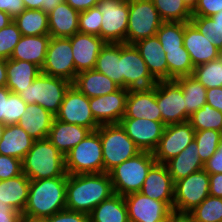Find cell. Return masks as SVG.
I'll list each match as a JSON object with an SVG mask.
<instances>
[{
    "label": "cell",
    "instance_id": "e7e4bbea",
    "mask_svg": "<svg viewBox=\"0 0 222 222\" xmlns=\"http://www.w3.org/2000/svg\"><path fill=\"white\" fill-rule=\"evenodd\" d=\"M11 22H13V18L4 11H0V29L6 27Z\"/></svg>",
    "mask_w": 222,
    "mask_h": 222
},
{
    "label": "cell",
    "instance_id": "680465c9",
    "mask_svg": "<svg viewBox=\"0 0 222 222\" xmlns=\"http://www.w3.org/2000/svg\"><path fill=\"white\" fill-rule=\"evenodd\" d=\"M12 92L6 87H0V124L5 125L7 98Z\"/></svg>",
    "mask_w": 222,
    "mask_h": 222
},
{
    "label": "cell",
    "instance_id": "7bdbcfd3",
    "mask_svg": "<svg viewBox=\"0 0 222 222\" xmlns=\"http://www.w3.org/2000/svg\"><path fill=\"white\" fill-rule=\"evenodd\" d=\"M221 139L222 132L217 130L195 131L194 142L197 144L198 154L203 163L217 151Z\"/></svg>",
    "mask_w": 222,
    "mask_h": 222
},
{
    "label": "cell",
    "instance_id": "603a6c76",
    "mask_svg": "<svg viewBox=\"0 0 222 222\" xmlns=\"http://www.w3.org/2000/svg\"><path fill=\"white\" fill-rule=\"evenodd\" d=\"M156 81L168 80V63L158 37L151 36L134 43Z\"/></svg>",
    "mask_w": 222,
    "mask_h": 222
},
{
    "label": "cell",
    "instance_id": "03108f58",
    "mask_svg": "<svg viewBox=\"0 0 222 222\" xmlns=\"http://www.w3.org/2000/svg\"><path fill=\"white\" fill-rule=\"evenodd\" d=\"M19 222H43V218L32 217L22 213Z\"/></svg>",
    "mask_w": 222,
    "mask_h": 222
},
{
    "label": "cell",
    "instance_id": "7dc6e473",
    "mask_svg": "<svg viewBox=\"0 0 222 222\" xmlns=\"http://www.w3.org/2000/svg\"><path fill=\"white\" fill-rule=\"evenodd\" d=\"M27 105L18 94L11 93L7 98L5 125L17 124Z\"/></svg>",
    "mask_w": 222,
    "mask_h": 222
},
{
    "label": "cell",
    "instance_id": "f546056e",
    "mask_svg": "<svg viewBox=\"0 0 222 222\" xmlns=\"http://www.w3.org/2000/svg\"><path fill=\"white\" fill-rule=\"evenodd\" d=\"M31 180L24 174L0 181V204H7L23 213L27 200Z\"/></svg>",
    "mask_w": 222,
    "mask_h": 222
},
{
    "label": "cell",
    "instance_id": "c3c4849f",
    "mask_svg": "<svg viewBox=\"0 0 222 222\" xmlns=\"http://www.w3.org/2000/svg\"><path fill=\"white\" fill-rule=\"evenodd\" d=\"M22 160L0 154V181L22 174Z\"/></svg>",
    "mask_w": 222,
    "mask_h": 222
},
{
    "label": "cell",
    "instance_id": "f35d334b",
    "mask_svg": "<svg viewBox=\"0 0 222 222\" xmlns=\"http://www.w3.org/2000/svg\"><path fill=\"white\" fill-rule=\"evenodd\" d=\"M189 122L195 131L217 130L222 132V112L205 103L202 108L194 112Z\"/></svg>",
    "mask_w": 222,
    "mask_h": 222
},
{
    "label": "cell",
    "instance_id": "9f6ffc18",
    "mask_svg": "<svg viewBox=\"0 0 222 222\" xmlns=\"http://www.w3.org/2000/svg\"><path fill=\"white\" fill-rule=\"evenodd\" d=\"M209 195L222 198V173L209 174Z\"/></svg>",
    "mask_w": 222,
    "mask_h": 222
},
{
    "label": "cell",
    "instance_id": "8d00e7d4",
    "mask_svg": "<svg viewBox=\"0 0 222 222\" xmlns=\"http://www.w3.org/2000/svg\"><path fill=\"white\" fill-rule=\"evenodd\" d=\"M163 22H190L192 11L183 0H151Z\"/></svg>",
    "mask_w": 222,
    "mask_h": 222
},
{
    "label": "cell",
    "instance_id": "b9f144b4",
    "mask_svg": "<svg viewBox=\"0 0 222 222\" xmlns=\"http://www.w3.org/2000/svg\"><path fill=\"white\" fill-rule=\"evenodd\" d=\"M189 213L194 222H222V198L209 195Z\"/></svg>",
    "mask_w": 222,
    "mask_h": 222
},
{
    "label": "cell",
    "instance_id": "f6af8a7d",
    "mask_svg": "<svg viewBox=\"0 0 222 222\" xmlns=\"http://www.w3.org/2000/svg\"><path fill=\"white\" fill-rule=\"evenodd\" d=\"M21 36V32L14 21L0 29V59H10Z\"/></svg>",
    "mask_w": 222,
    "mask_h": 222
},
{
    "label": "cell",
    "instance_id": "681fc988",
    "mask_svg": "<svg viewBox=\"0 0 222 222\" xmlns=\"http://www.w3.org/2000/svg\"><path fill=\"white\" fill-rule=\"evenodd\" d=\"M43 222H89V215L69 209H63L50 217L43 218Z\"/></svg>",
    "mask_w": 222,
    "mask_h": 222
},
{
    "label": "cell",
    "instance_id": "1f68e13d",
    "mask_svg": "<svg viewBox=\"0 0 222 222\" xmlns=\"http://www.w3.org/2000/svg\"><path fill=\"white\" fill-rule=\"evenodd\" d=\"M41 73V68L36 64L21 61L7 60V84L6 87L14 94H19L31 85L34 79Z\"/></svg>",
    "mask_w": 222,
    "mask_h": 222
},
{
    "label": "cell",
    "instance_id": "89a4df30",
    "mask_svg": "<svg viewBox=\"0 0 222 222\" xmlns=\"http://www.w3.org/2000/svg\"><path fill=\"white\" fill-rule=\"evenodd\" d=\"M5 126L4 124H0V140L2 139V134H3V131L5 129Z\"/></svg>",
    "mask_w": 222,
    "mask_h": 222
},
{
    "label": "cell",
    "instance_id": "ac0fdd59",
    "mask_svg": "<svg viewBox=\"0 0 222 222\" xmlns=\"http://www.w3.org/2000/svg\"><path fill=\"white\" fill-rule=\"evenodd\" d=\"M129 89L119 88L111 94L89 98L94 119L100 124H119L124 117Z\"/></svg>",
    "mask_w": 222,
    "mask_h": 222
},
{
    "label": "cell",
    "instance_id": "2e32d148",
    "mask_svg": "<svg viewBox=\"0 0 222 222\" xmlns=\"http://www.w3.org/2000/svg\"><path fill=\"white\" fill-rule=\"evenodd\" d=\"M129 222H167L173 211L165 202L151 199L141 192L124 196Z\"/></svg>",
    "mask_w": 222,
    "mask_h": 222
},
{
    "label": "cell",
    "instance_id": "9c48e42d",
    "mask_svg": "<svg viewBox=\"0 0 222 222\" xmlns=\"http://www.w3.org/2000/svg\"><path fill=\"white\" fill-rule=\"evenodd\" d=\"M102 13L100 38L106 43H126L129 0H100Z\"/></svg>",
    "mask_w": 222,
    "mask_h": 222
},
{
    "label": "cell",
    "instance_id": "ab89813d",
    "mask_svg": "<svg viewBox=\"0 0 222 222\" xmlns=\"http://www.w3.org/2000/svg\"><path fill=\"white\" fill-rule=\"evenodd\" d=\"M156 36L164 52L166 50L180 49V47H184V22H163Z\"/></svg>",
    "mask_w": 222,
    "mask_h": 222
},
{
    "label": "cell",
    "instance_id": "f907efd6",
    "mask_svg": "<svg viewBox=\"0 0 222 222\" xmlns=\"http://www.w3.org/2000/svg\"><path fill=\"white\" fill-rule=\"evenodd\" d=\"M222 10V0H199L192 16L210 17Z\"/></svg>",
    "mask_w": 222,
    "mask_h": 222
},
{
    "label": "cell",
    "instance_id": "ba28073f",
    "mask_svg": "<svg viewBox=\"0 0 222 222\" xmlns=\"http://www.w3.org/2000/svg\"><path fill=\"white\" fill-rule=\"evenodd\" d=\"M162 23L151 0H129L126 44L155 36Z\"/></svg>",
    "mask_w": 222,
    "mask_h": 222
},
{
    "label": "cell",
    "instance_id": "816d5d0a",
    "mask_svg": "<svg viewBox=\"0 0 222 222\" xmlns=\"http://www.w3.org/2000/svg\"><path fill=\"white\" fill-rule=\"evenodd\" d=\"M204 170L208 174L222 173V139L218 145L217 151L204 163Z\"/></svg>",
    "mask_w": 222,
    "mask_h": 222
},
{
    "label": "cell",
    "instance_id": "7402d4cb",
    "mask_svg": "<svg viewBox=\"0 0 222 222\" xmlns=\"http://www.w3.org/2000/svg\"><path fill=\"white\" fill-rule=\"evenodd\" d=\"M208 36L200 33L191 22H184V48L190 54L193 66L218 59L222 52L210 42Z\"/></svg>",
    "mask_w": 222,
    "mask_h": 222
},
{
    "label": "cell",
    "instance_id": "74e56055",
    "mask_svg": "<svg viewBox=\"0 0 222 222\" xmlns=\"http://www.w3.org/2000/svg\"><path fill=\"white\" fill-rule=\"evenodd\" d=\"M165 58L168 63V80L193 74L194 66L190 54L184 47L166 50Z\"/></svg>",
    "mask_w": 222,
    "mask_h": 222
},
{
    "label": "cell",
    "instance_id": "836d02e7",
    "mask_svg": "<svg viewBox=\"0 0 222 222\" xmlns=\"http://www.w3.org/2000/svg\"><path fill=\"white\" fill-rule=\"evenodd\" d=\"M94 69L122 88L121 43H105L98 54Z\"/></svg>",
    "mask_w": 222,
    "mask_h": 222
},
{
    "label": "cell",
    "instance_id": "30bf717a",
    "mask_svg": "<svg viewBox=\"0 0 222 222\" xmlns=\"http://www.w3.org/2000/svg\"><path fill=\"white\" fill-rule=\"evenodd\" d=\"M209 174L201 169L175 182L173 210L190 212L209 196Z\"/></svg>",
    "mask_w": 222,
    "mask_h": 222
},
{
    "label": "cell",
    "instance_id": "003e7915",
    "mask_svg": "<svg viewBox=\"0 0 222 222\" xmlns=\"http://www.w3.org/2000/svg\"><path fill=\"white\" fill-rule=\"evenodd\" d=\"M199 0H183L184 4L193 11L195 7L197 6Z\"/></svg>",
    "mask_w": 222,
    "mask_h": 222
},
{
    "label": "cell",
    "instance_id": "83f0119b",
    "mask_svg": "<svg viewBox=\"0 0 222 222\" xmlns=\"http://www.w3.org/2000/svg\"><path fill=\"white\" fill-rule=\"evenodd\" d=\"M51 36H21L10 57L13 60L27 61L42 68Z\"/></svg>",
    "mask_w": 222,
    "mask_h": 222
},
{
    "label": "cell",
    "instance_id": "e575fe53",
    "mask_svg": "<svg viewBox=\"0 0 222 222\" xmlns=\"http://www.w3.org/2000/svg\"><path fill=\"white\" fill-rule=\"evenodd\" d=\"M181 86L186 107V121L206 103L207 89L194 76H181L175 79Z\"/></svg>",
    "mask_w": 222,
    "mask_h": 222
},
{
    "label": "cell",
    "instance_id": "11a10c76",
    "mask_svg": "<svg viewBox=\"0 0 222 222\" xmlns=\"http://www.w3.org/2000/svg\"><path fill=\"white\" fill-rule=\"evenodd\" d=\"M21 214L7 204H0V222H19Z\"/></svg>",
    "mask_w": 222,
    "mask_h": 222
},
{
    "label": "cell",
    "instance_id": "5bb4252c",
    "mask_svg": "<svg viewBox=\"0 0 222 222\" xmlns=\"http://www.w3.org/2000/svg\"><path fill=\"white\" fill-rule=\"evenodd\" d=\"M156 100L165 125L186 122L183 91L175 79L157 81Z\"/></svg>",
    "mask_w": 222,
    "mask_h": 222
},
{
    "label": "cell",
    "instance_id": "60d3db41",
    "mask_svg": "<svg viewBox=\"0 0 222 222\" xmlns=\"http://www.w3.org/2000/svg\"><path fill=\"white\" fill-rule=\"evenodd\" d=\"M206 89L222 86V55L215 60L194 67L193 74Z\"/></svg>",
    "mask_w": 222,
    "mask_h": 222
},
{
    "label": "cell",
    "instance_id": "d6a6232c",
    "mask_svg": "<svg viewBox=\"0 0 222 222\" xmlns=\"http://www.w3.org/2000/svg\"><path fill=\"white\" fill-rule=\"evenodd\" d=\"M89 222H129L124 196L114 193L89 214Z\"/></svg>",
    "mask_w": 222,
    "mask_h": 222
},
{
    "label": "cell",
    "instance_id": "d6986e66",
    "mask_svg": "<svg viewBox=\"0 0 222 222\" xmlns=\"http://www.w3.org/2000/svg\"><path fill=\"white\" fill-rule=\"evenodd\" d=\"M75 64V78L79 72L94 69L105 41L97 35L75 33L69 37Z\"/></svg>",
    "mask_w": 222,
    "mask_h": 222
},
{
    "label": "cell",
    "instance_id": "cb8c5ba5",
    "mask_svg": "<svg viewBox=\"0 0 222 222\" xmlns=\"http://www.w3.org/2000/svg\"><path fill=\"white\" fill-rule=\"evenodd\" d=\"M79 14L80 12L62 1L48 13L49 35L55 38H69L78 33Z\"/></svg>",
    "mask_w": 222,
    "mask_h": 222
},
{
    "label": "cell",
    "instance_id": "ffe728a7",
    "mask_svg": "<svg viewBox=\"0 0 222 222\" xmlns=\"http://www.w3.org/2000/svg\"><path fill=\"white\" fill-rule=\"evenodd\" d=\"M123 118H146L162 121L156 100V84L147 89H130L126 98Z\"/></svg>",
    "mask_w": 222,
    "mask_h": 222
},
{
    "label": "cell",
    "instance_id": "e0dca14e",
    "mask_svg": "<svg viewBox=\"0 0 222 222\" xmlns=\"http://www.w3.org/2000/svg\"><path fill=\"white\" fill-rule=\"evenodd\" d=\"M119 124L141 151L148 152L156 149L166 126L146 118H122Z\"/></svg>",
    "mask_w": 222,
    "mask_h": 222
},
{
    "label": "cell",
    "instance_id": "8992f818",
    "mask_svg": "<svg viewBox=\"0 0 222 222\" xmlns=\"http://www.w3.org/2000/svg\"><path fill=\"white\" fill-rule=\"evenodd\" d=\"M71 85L72 83L66 79L40 73L33 83L18 95L27 104H38L55 116Z\"/></svg>",
    "mask_w": 222,
    "mask_h": 222
},
{
    "label": "cell",
    "instance_id": "7c38bea8",
    "mask_svg": "<svg viewBox=\"0 0 222 222\" xmlns=\"http://www.w3.org/2000/svg\"><path fill=\"white\" fill-rule=\"evenodd\" d=\"M41 73L74 82L75 64L69 38H50Z\"/></svg>",
    "mask_w": 222,
    "mask_h": 222
},
{
    "label": "cell",
    "instance_id": "94428289",
    "mask_svg": "<svg viewBox=\"0 0 222 222\" xmlns=\"http://www.w3.org/2000/svg\"><path fill=\"white\" fill-rule=\"evenodd\" d=\"M7 84V60L0 59V87Z\"/></svg>",
    "mask_w": 222,
    "mask_h": 222
},
{
    "label": "cell",
    "instance_id": "44dd1931",
    "mask_svg": "<svg viewBox=\"0 0 222 222\" xmlns=\"http://www.w3.org/2000/svg\"><path fill=\"white\" fill-rule=\"evenodd\" d=\"M174 186L166 165L156 162L150 168L140 192L151 199L165 202L173 210Z\"/></svg>",
    "mask_w": 222,
    "mask_h": 222
},
{
    "label": "cell",
    "instance_id": "a7ac6f4b",
    "mask_svg": "<svg viewBox=\"0 0 222 222\" xmlns=\"http://www.w3.org/2000/svg\"><path fill=\"white\" fill-rule=\"evenodd\" d=\"M220 27H222V10L217 14L210 16Z\"/></svg>",
    "mask_w": 222,
    "mask_h": 222
},
{
    "label": "cell",
    "instance_id": "6da1fadb",
    "mask_svg": "<svg viewBox=\"0 0 222 222\" xmlns=\"http://www.w3.org/2000/svg\"><path fill=\"white\" fill-rule=\"evenodd\" d=\"M114 194L108 173L68 175L66 209L89 214Z\"/></svg>",
    "mask_w": 222,
    "mask_h": 222
},
{
    "label": "cell",
    "instance_id": "f1b7e54d",
    "mask_svg": "<svg viewBox=\"0 0 222 222\" xmlns=\"http://www.w3.org/2000/svg\"><path fill=\"white\" fill-rule=\"evenodd\" d=\"M34 141L18 124L6 125L0 140V154L22 160Z\"/></svg>",
    "mask_w": 222,
    "mask_h": 222
},
{
    "label": "cell",
    "instance_id": "5b68a950",
    "mask_svg": "<svg viewBox=\"0 0 222 222\" xmlns=\"http://www.w3.org/2000/svg\"><path fill=\"white\" fill-rule=\"evenodd\" d=\"M65 170L68 175L104 173V161L99 132H90L65 156Z\"/></svg>",
    "mask_w": 222,
    "mask_h": 222
},
{
    "label": "cell",
    "instance_id": "3957f363",
    "mask_svg": "<svg viewBox=\"0 0 222 222\" xmlns=\"http://www.w3.org/2000/svg\"><path fill=\"white\" fill-rule=\"evenodd\" d=\"M22 172L30 180L67 177L64 155L48 140H35L22 159Z\"/></svg>",
    "mask_w": 222,
    "mask_h": 222
},
{
    "label": "cell",
    "instance_id": "7a4b0ae2",
    "mask_svg": "<svg viewBox=\"0 0 222 222\" xmlns=\"http://www.w3.org/2000/svg\"><path fill=\"white\" fill-rule=\"evenodd\" d=\"M67 177L31 180L23 214L46 218L66 209Z\"/></svg>",
    "mask_w": 222,
    "mask_h": 222
},
{
    "label": "cell",
    "instance_id": "ee69618b",
    "mask_svg": "<svg viewBox=\"0 0 222 222\" xmlns=\"http://www.w3.org/2000/svg\"><path fill=\"white\" fill-rule=\"evenodd\" d=\"M190 22L222 52V27L211 17L192 16Z\"/></svg>",
    "mask_w": 222,
    "mask_h": 222
},
{
    "label": "cell",
    "instance_id": "6125c7cd",
    "mask_svg": "<svg viewBox=\"0 0 222 222\" xmlns=\"http://www.w3.org/2000/svg\"><path fill=\"white\" fill-rule=\"evenodd\" d=\"M62 1L63 0H43L42 10L48 14L53 9H55Z\"/></svg>",
    "mask_w": 222,
    "mask_h": 222
},
{
    "label": "cell",
    "instance_id": "52a82bcc",
    "mask_svg": "<svg viewBox=\"0 0 222 222\" xmlns=\"http://www.w3.org/2000/svg\"><path fill=\"white\" fill-rule=\"evenodd\" d=\"M97 131L101 139L105 173L141 152L120 124H102Z\"/></svg>",
    "mask_w": 222,
    "mask_h": 222
},
{
    "label": "cell",
    "instance_id": "d590c367",
    "mask_svg": "<svg viewBox=\"0 0 222 222\" xmlns=\"http://www.w3.org/2000/svg\"><path fill=\"white\" fill-rule=\"evenodd\" d=\"M13 21L23 36L49 34L48 14L42 9H25Z\"/></svg>",
    "mask_w": 222,
    "mask_h": 222
},
{
    "label": "cell",
    "instance_id": "277c9868",
    "mask_svg": "<svg viewBox=\"0 0 222 222\" xmlns=\"http://www.w3.org/2000/svg\"><path fill=\"white\" fill-rule=\"evenodd\" d=\"M156 163L152 152L141 151L108 172L113 191L125 196L140 192L150 168Z\"/></svg>",
    "mask_w": 222,
    "mask_h": 222
},
{
    "label": "cell",
    "instance_id": "4dcf8cb0",
    "mask_svg": "<svg viewBox=\"0 0 222 222\" xmlns=\"http://www.w3.org/2000/svg\"><path fill=\"white\" fill-rule=\"evenodd\" d=\"M174 183L191 173L204 169L198 154L197 144L193 141L180 154L165 163Z\"/></svg>",
    "mask_w": 222,
    "mask_h": 222
},
{
    "label": "cell",
    "instance_id": "d4e9b609",
    "mask_svg": "<svg viewBox=\"0 0 222 222\" xmlns=\"http://www.w3.org/2000/svg\"><path fill=\"white\" fill-rule=\"evenodd\" d=\"M55 116L38 104H28L18 125L34 140L46 139Z\"/></svg>",
    "mask_w": 222,
    "mask_h": 222
},
{
    "label": "cell",
    "instance_id": "6f0895ef",
    "mask_svg": "<svg viewBox=\"0 0 222 222\" xmlns=\"http://www.w3.org/2000/svg\"><path fill=\"white\" fill-rule=\"evenodd\" d=\"M78 12L96 7L100 0H63Z\"/></svg>",
    "mask_w": 222,
    "mask_h": 222
},
{
    "label": "cell",
    "instance_id": "f5cc1de1",
    "mask_svg": "<svg viewBox=\"0 0 222 222\" xmlns=\"http://www.w3.org/2000/svg\"><path fill=\"white\" fill-rule=\"evenodd\" d=\"M25 9L23 0H0V11L8 13L13 19L19 16Z\"/></svg>",
    "mask_w": 222,
    "mask_h": 222
},
{
    "label": "cell",
    "instance_id": "be15d7a7",
    "mask_svg": "<svg viewBox=\"0 0 222 222\" xmlns=\"http://www.w3.org/2000/svg\"><path fill=\"white\" fill-rule=\"evenodd\" d=\"M26 9H42L43 0H23Z\"/></svg>",
    "mask_w": 222,
    "mask_h": 222
},
{
    "label": "cell",
    "instance_id": "4316f807",
    "mask_svg": "<svg viewBox=\"0 0 222 222\" xmlns=\"http://www.w3.org/2000/svg\"><path fill=\"white\" fill-rule=\"evenodd\" d=\"M72 85L88 98L111 94L120 88L109 77L95 69L79 72Z\"/></svg>",
    "mask_w": 222,
    "mask_h": 222
},
{
    "label": "cell",
    "instance_id": "bcb514c9",
    "mask_svg": "<svg viewBox=\"0 0 222 222\" xmlns=\"http://www.w3.org/2000/svg\"><path fill=\"white\" fill-rule=\"evenodd\" d=\"M102 13L99 8L93 7L79 14V33L92 34L100 37Z\"/></svg>",
    "mask_w": 222,
    "mask_h": 222
},
{
    "label": "cell",
    "instance_id": "db71d44e",
    "mask_svg": "<svg viewBox=\"0 0 222 222\" xmlns=\"http://www.w3.org/2000/svg\"><path fill=\"white\" fill-rule=\"evenodd\" d=\"M206 103L222 112V86L207 89Z\"/></svg>",
    "mask_w": 222,
    "mask_h": 222
},
{
    "label": "cell",
    "instance_id": "8fae6325",
    "mask_svg": "<svg viewBox=\"0 0 222 222\" xmlns=\"http://www.w3.org/2000/svg\"><path fill=\"white\" fill-rule=\"evenodd\" d=\"M121 75L122 88L129 90L147 89L157 83L134 44L121 43Z\"/></svg>",
    "mask_w": 222,
    "mask_h": 222
},
{
    "label": "cell",
    "instance_id": "4fadbf2b",
    "mask_svg": "<svg viewBox=\"0 0 222 222\" xmlns=\"http://www.w3.org/2000/svg\"><path fill=\"white\" fill-rule=\"evenodd\" d=\"M55 119L76 124L96 131L100 124L94 119L90 109L89 98L81 93L74 85L66 91L62 104Z\"/></svg>",
    "mask_w": 222,
    "mask_h": 222
},
{
    "label": "cell",
    "instance_id": "9a60e30c",
    "mask_svg": "<svg viewBox=\"0 0 222 222\" xmlns=\"http://www.w3.org/2000/svg\"><path fill=\"white\" fill-rule=\"evenodd\" d=\"M195 130L189 121L166 125L156 149L152 152L157 163L165 164L194 141Z\"/></svg>",
    "mask_w": 222,
    "mask_h": 222
},
{
    "label": "cell",
    "instance_id": "484cf974",
    "mask_svg": "<svg viewBox=\"0 0 222 222\" xmlns=\"http://www.w3.org/2000/svg\"><path fill=\"white\" fill-rule=\"evenodd\" d=\"M90 132L83 126L61 122L54 118L47 138L65 156Z\"/></svg>",
    "mask_w": 222,
    "mask_h": 222
},
{
    "label": "cell",
    "instance_id": "91938a15",
    "mask_svg": "<svg viewBox=\"0 0 222 222\" xmlns=\"http://www.w3.org/2000/svg\"><path fill=\"white\" fill-rule=\"evenodd\" d=\"M167 222H194V219L188 212H177L173 210Z\"/></svg>",
    "mask_w": 222,
    "mask_h": 222
}]
</instances>
